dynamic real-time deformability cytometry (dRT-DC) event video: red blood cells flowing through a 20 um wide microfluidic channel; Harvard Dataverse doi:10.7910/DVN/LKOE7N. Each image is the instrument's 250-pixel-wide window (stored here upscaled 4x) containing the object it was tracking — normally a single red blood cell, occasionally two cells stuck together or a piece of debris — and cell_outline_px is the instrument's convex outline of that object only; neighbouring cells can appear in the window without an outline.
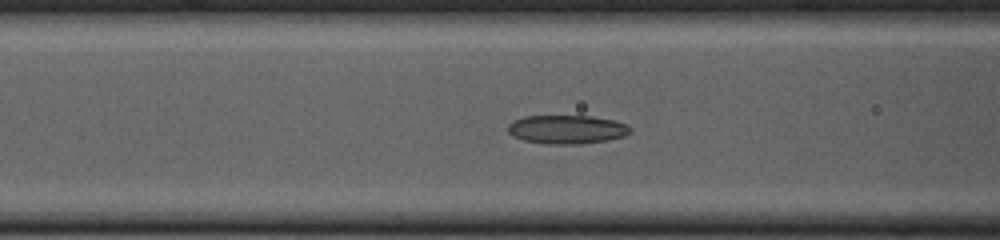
{"species": "common noctule bat (a hibernating species)", "species_latin": "Nyctalus noctula", "temperature_condition": "cold", "stored_images_in_passage": 54, "camera_frame_rate_fps": 3000, "um_per_image_px": 0.085, "animal": {"sex": "female", "body_mass_g": 23.0, "forearm_length_mm": 53.4}, "frame": {"image": 1, "passage_image": 21, "time_ms": 6.667, "image_size_px": [1000, 240], "cell_outline_px": [[632, 132], [624, 136], [608, 140], [580, 144], [548, 144], [524, 140], [512, 136], [508, 132], [508, 124], [524, 116], [592, 116], [612, 120], [628, 124], [632, 128]], "centroid_in_image_um": [48.22, 11.0], "position_along_channel_um": 118.4, "area_um2": 20.52}}
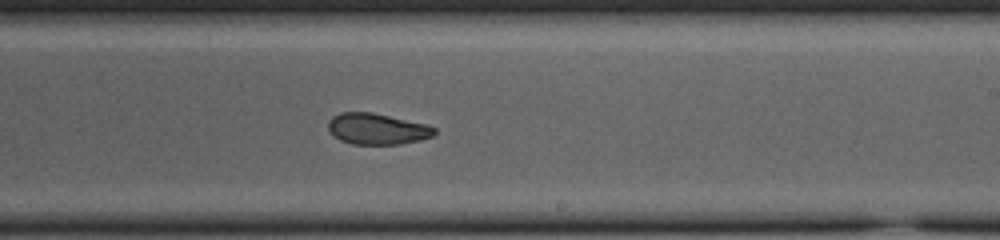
{"frame": {"image": 2, "passage_image": 32, "time_ms": 10.333, "image_size_px": [1000, 240], "cell_outline_px": [[436, 132], [432, 136], [420, 140], [400, 144], [352, 144], [340, 140], [332, 136], [328, 128], [328, 120], [332, 116], [340, 112], [372, 112], [424, 124], [436, 128]], "centroid_in_image_um": [32.0, 10.96], "position_along_channel_um": 257.0, "area_um2": 19.25}}
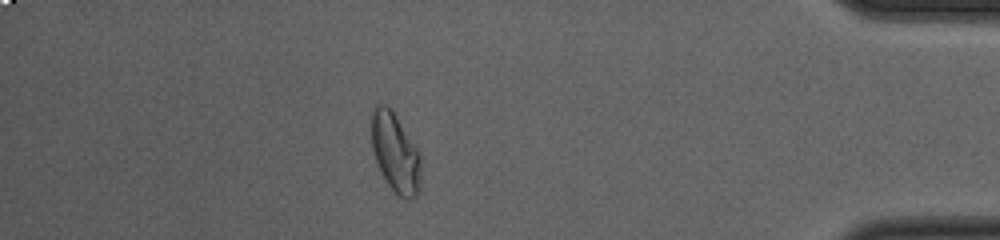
{"frame": {"image": 3, "passage_image": 47, "time_ms": 15.333, "image_size_px": [1000, 240], "cell_outline_px": [[420, 192], [416, 196], [408, 200], [400, 196], [388, 184], [376, 160], [372, 148], [372, 108], [376, 104], [384, 104], [392, 108], [420, 152]], "centroid_in_image_um": [33.62, 12.95], "position_along_channel_um": 401.6, "area_um2": 22.83}, "authors_computed_cell_mechanics": {"area_um2": 21.097, "velocity_mm_per_s": 3.7806, "shape_relaxation_time_tau1_ms": 7.0153, "shape_relaxation_time_tau2_ms": 1.826, "deformation_change_tau1": 0.1655, "deformation_change_tau2": 0.0664}}